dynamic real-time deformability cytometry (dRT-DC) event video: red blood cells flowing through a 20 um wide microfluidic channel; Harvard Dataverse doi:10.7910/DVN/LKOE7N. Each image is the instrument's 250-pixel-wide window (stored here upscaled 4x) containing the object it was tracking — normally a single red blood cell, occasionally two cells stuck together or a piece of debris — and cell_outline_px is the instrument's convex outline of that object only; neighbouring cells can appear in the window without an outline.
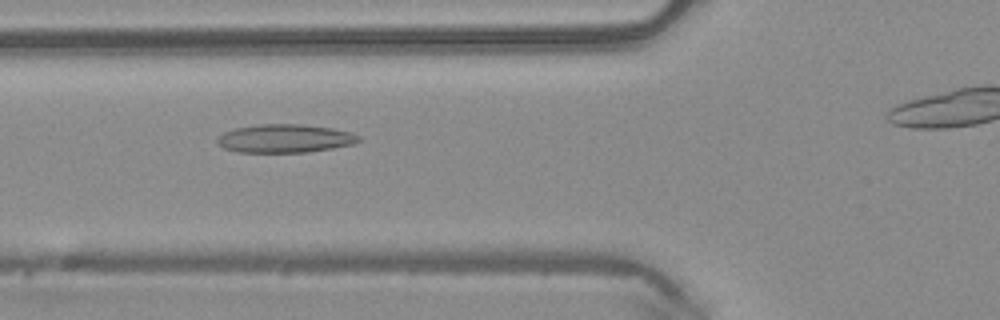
{"species": "common noctule bat (a hibernating species)", "species_latin": "Nyctalus noctula", "temperature_condition": "warm", "stored_images_in_passage": 41, "camera_frame_rate_fps": 3000, "um_per_image_px": 0.085, "animal": {"sex": "male", "body_mass_g": 20.4}, "frame": {"image": 1, "passage_image": 16, "time_ms": 5.0, "image_size_px": [1000, 320], "cell_outline_px": [[360, 140], [352, 144], [332, 148], [308, 152], [236, 152], [224, 148], [216, 144], [216, 140], [224, 132], [236, 128], [260, 124], [300, 124], [332, 128], [352, 132], [360, 136]], "centroid_in_image_um": [24.21, 11.77], "position_along_channel_um": 101.6, "area_um2": 23.35}}
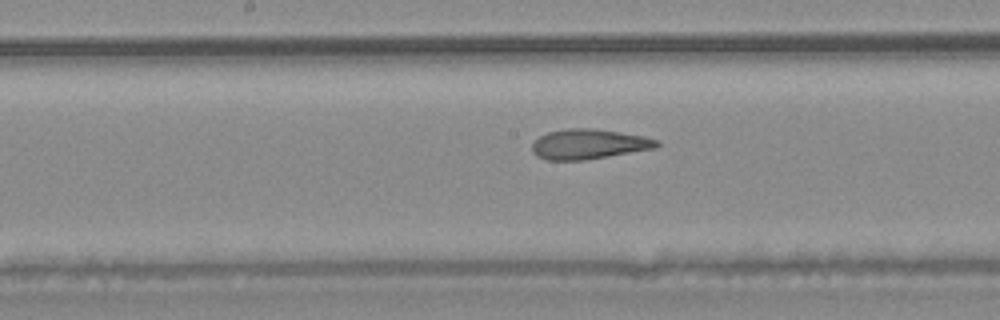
{"frame": {"image": 2, "passage_image": 23, "time_ms": 7.333, "image_size_px": [1000, 320], "cell_outline_px": [[660, 144], [656, 148], [584, 160], [548, 160], [536, 156], [532, 152], [532, 144], [540, 136], [548, 132], [568, 128], [592, 128], [620, 132], [644, 136], [660, 140]], "centroid_in_image_um": [50.06, 12.25], "position_along_channel_um": 198.1, "area_um2": 21.79}}
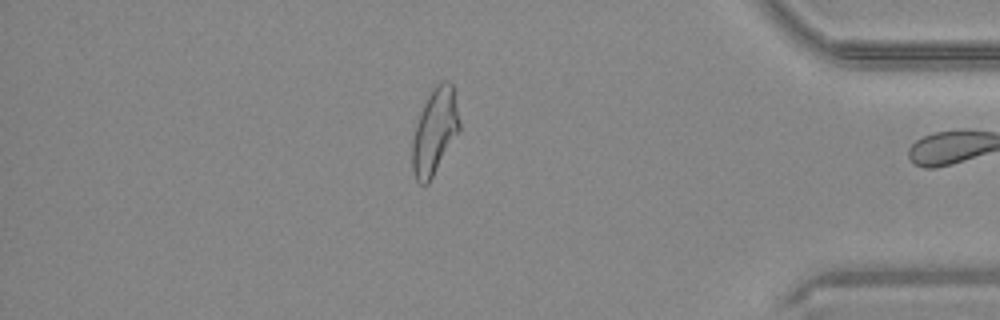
{"frame": {"image": 3, "passage_image": 40, "time_ms": 13.0, "image_size_px": [1000, 320], "cell_outline_px": [[460, 132], [428, 184], [420, 184], [416, 180], [412, 172], [412, 144], [416, 124], [424, 104], [432, 88], [440, 80], [448, 80], [452, 84], [460, 120]], "centroid_in_image_um": [36.97, 11.18], "position_along_channel_um": 398.2, "area_um2": 23.76}, "authors_computed_cell_mechanics": {"area_um2": 23.0622, "velocity_mm_per_s": 4.1237, "shape_relaxation_time_tau1_ms": null, "shape_relaxation_time_tau2_ms": 1.7969, "deformation_change_tau1": null, "deformation_change_tau2": 0.1015}}